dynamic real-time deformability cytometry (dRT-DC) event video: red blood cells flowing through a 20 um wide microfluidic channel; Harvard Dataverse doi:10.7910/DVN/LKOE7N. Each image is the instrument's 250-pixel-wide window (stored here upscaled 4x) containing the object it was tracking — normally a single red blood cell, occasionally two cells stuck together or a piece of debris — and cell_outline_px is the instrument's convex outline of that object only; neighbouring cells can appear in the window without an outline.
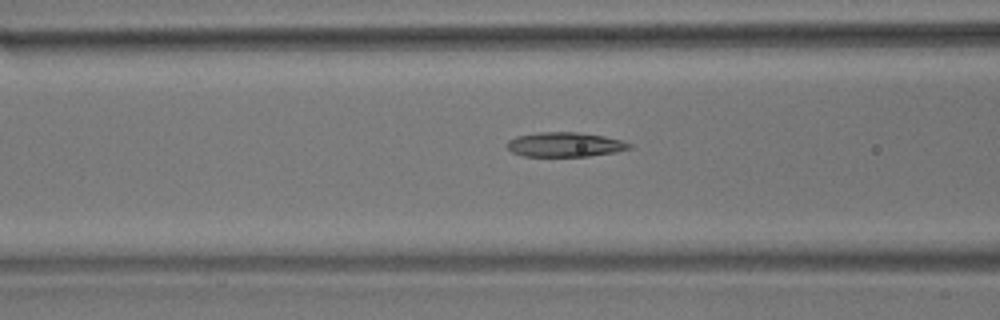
{"species": "common noctule bat (a hibernating species)", "species_latin": "Nyctalus noctula", "temperature_condition": "room temperature", "stored_images_in_passage": 25, "camera_frame_rate_fps": 3000, "um_per_image_px": 0.085, "animal": {"sex": "male", "body_mass_g": 17.9}, "frame": {"image": 1, "passage_image": 12, "time_ms": 3.667, "image_size_px": [1000, 320], "cell_outline_px": [[632, 148], [616, 152], [588, 156], [524, 156], [512, 152], [508, 148], [508, 140], [516, 136], [540, 132], [576, 132], [604, 136], [620, 140], [632, 144]], "centroid_in_image_um": [48.03, 12.29], "position_along_channel_um": 118.6, "area_um2": 17.4}}
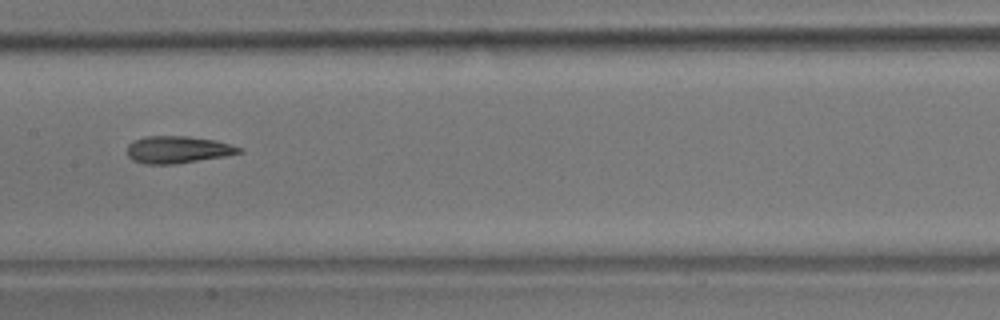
{"frame": {"image": 2, "passage_image": 18, "time_ms": 5.667, "image_size_px": [1000, 320], "cell_outline_px": [[244, 152], [224, 156], [176, 164], [144, 164], [132, 160], [128, 156], [128, 144], [144, 136], [188, 136], [216, 140], [244, 148]], "centroid_in_image_um": [15.13, 12.72], "position_along_channel_um": 192.3, "area_um2": 17.8}}
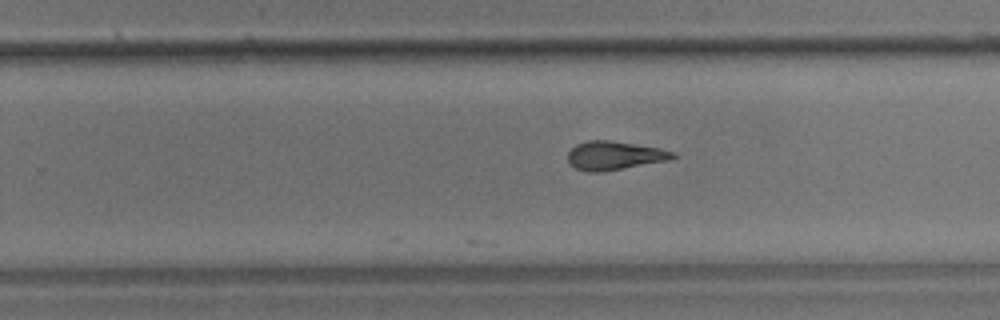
{"frame": {"image": 3, "passage_image": 25, "time_ms": 8.0, "image_size_px": [1000, 320], "cell_outline_px": [[676, 156], [668, 160], [600, 172], [588, 172], [576, 168], [568, 164], [568, 152], [576, 144], [588, 140], [608, 140], [660, 148], [676, 152]], "centroid_in_image_um": [52.19, 13.22], "position_along_channel_um": 277.6, "area_um2": 17.4}}